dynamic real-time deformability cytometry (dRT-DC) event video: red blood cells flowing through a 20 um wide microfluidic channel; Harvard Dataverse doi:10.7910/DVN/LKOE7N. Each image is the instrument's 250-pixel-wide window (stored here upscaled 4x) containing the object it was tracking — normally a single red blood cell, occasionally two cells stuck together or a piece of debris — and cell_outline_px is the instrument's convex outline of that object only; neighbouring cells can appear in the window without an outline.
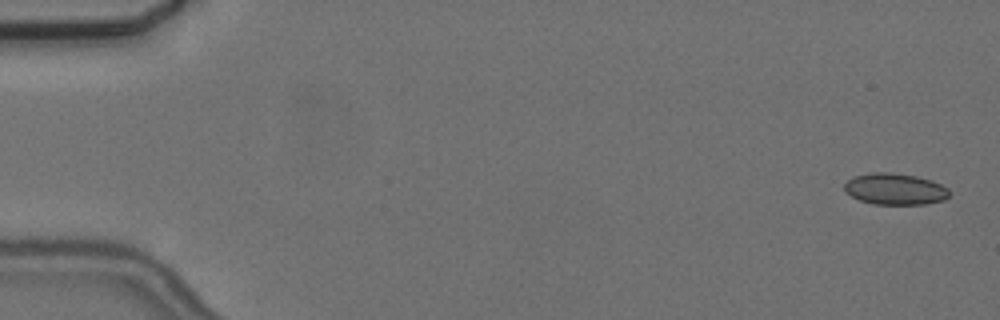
{"species": "common noctule bat (a hibernating species)", "species_latin": "Nyctalus noctula", "temperature_condition": "cold", "stored_images_in_passage": 57, "camera_frame_rate_fps": 3000, "um_per_image_px": 0.085, "animal": {"sex": "female", "body_mass_g": 24.6, "forearm_length_mm": 56.2}, "frame": {"image": 1, "passage_image": 2, "time_ms": 0.333, "image_size_px": [1000, 320], "cell_outline_px": [[948, 196], [944, 200], [924, 204], [872, 204], [860, 200], [844, 192], [844, 184], [848, 180], [856, 176], [872, 172], [892, 172], [916, 176], [932, 180], [948, 188]], "centroid_in_image_um": [76.06, 16.06], "position_along_channel_um": 8.9, "area_um2": 19.19}}
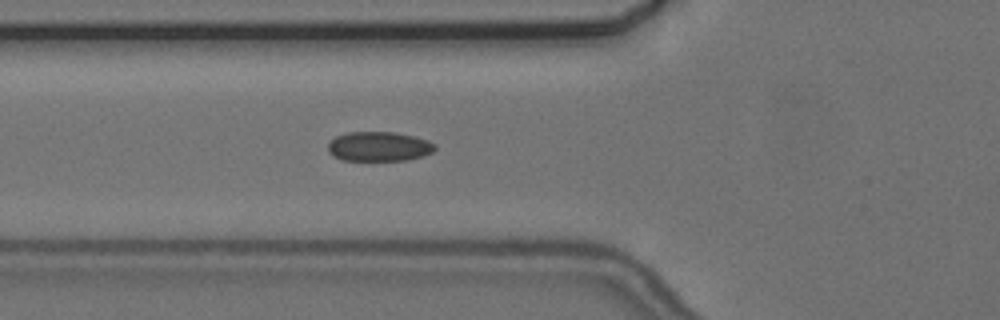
{"frame": {"image": 2, "passage_image": 21, "time_ms": 6.667, "image_size_px": [1000, 320], "cell_outline_px": [[436, 148], [432, 152], [408, 160], [340, 160], [332, 156], [328, 152], [328, 144], [336, 136], [348, 132], [392, 132], [412, 136], [428, 140], [436, 144]], "centroid_in_image_um": [32.18, 12.45], "position_along_channel_um": 93.6, "area_um2": 18.38}}
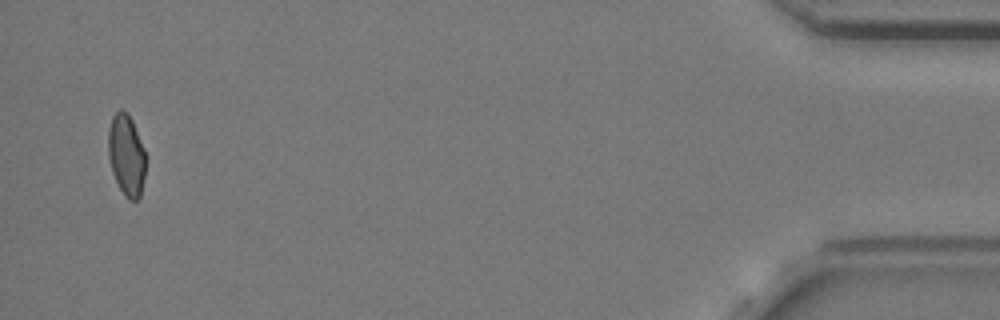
{"frame": {"image": 3, "passage_image": 55, "time_ms": 18.0, "image_size_px": [1000, 320], "cell_outline_px": [[144, 176], [140, 196], [136, 200], [128, 200], [124, 196], [112, 172], [108, 156], [108, 128], [112, 116], [120, 108], [128, 112], [132, 120], [144, 148]], "centroid_in_image_um": [10.72, 13.15], "position_along_channel_um": 424.5, "area_um2": 17.74}, "authors_computed_cell_mechanics": {"area_um2": 18.6694, "velocity_mm_per_s": 3.6606, "shape_relaxation_time_tau1_ms": null, "shape_relaxation_time_tau2_ms": 4.0404, "deformation_change_tau1": null, "deformation_change_tau2": 0.0693}}